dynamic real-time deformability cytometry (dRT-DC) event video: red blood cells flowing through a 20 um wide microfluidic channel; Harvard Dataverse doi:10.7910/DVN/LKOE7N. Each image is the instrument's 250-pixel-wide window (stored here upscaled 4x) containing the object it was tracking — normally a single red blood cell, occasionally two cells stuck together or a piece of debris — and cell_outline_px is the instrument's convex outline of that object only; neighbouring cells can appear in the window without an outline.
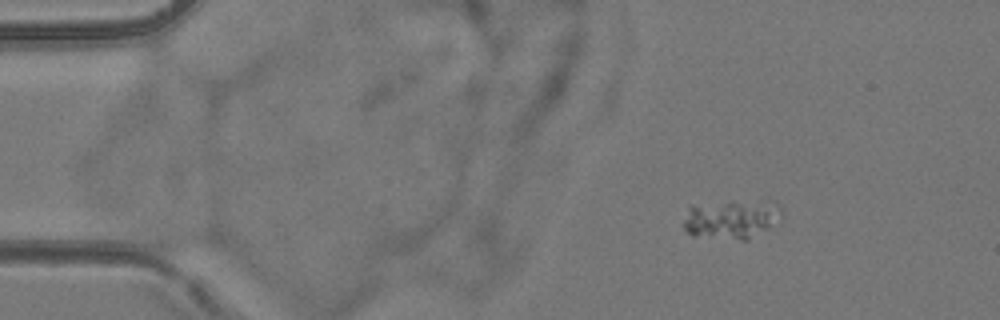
{"species": "common noctule bat (a hibernating species)", "species_latin": "Nyctalus noctula", "temperature_condition": "room temperature", "stored_images_in_passage": 4, "camera_frame_rate_fps": 3000, "um_per_image_px": 0.085, "animal": {"sex": "female", "body_mass_g": 24.6, "forearm_length_mm": 56.2}, "frame": {"image": 1, "passage_image": 2, "time_ms": 1.0, "image_size_px": [1000, 320], "cell_outline_px": [[780, 208], [768, 228], [748, 240], [740, 240], [692, 236], [684, 228], [684, 220], [688, 208], [692, 204], [776, 200], [780, 204]], "centroid_in_image_um": [62.1, 18.63], "position_along_channel_um": 22.9, "area_um2": 21.96}}
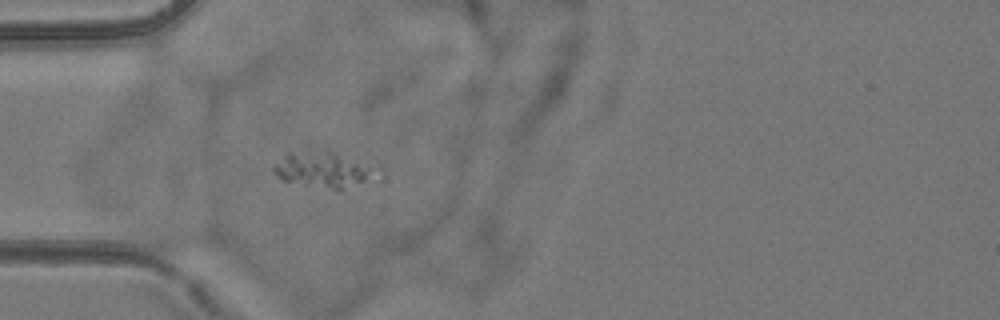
{"frame": {"image": 2, "passage_image": 4, "time_ms": 4.0, "image_size_px": [1000, 320], "cell_outline_px": [[384, 180], [340, 188], [332, 188], [284, 180], [276, 176], [272, 168], [288, 152], [336, 156], [380, 164], [384, 168]], "centroid_in_image_um": [27.82, 14.49], "position_along_channel_um": 57.2, "area_um2": 20.87}}